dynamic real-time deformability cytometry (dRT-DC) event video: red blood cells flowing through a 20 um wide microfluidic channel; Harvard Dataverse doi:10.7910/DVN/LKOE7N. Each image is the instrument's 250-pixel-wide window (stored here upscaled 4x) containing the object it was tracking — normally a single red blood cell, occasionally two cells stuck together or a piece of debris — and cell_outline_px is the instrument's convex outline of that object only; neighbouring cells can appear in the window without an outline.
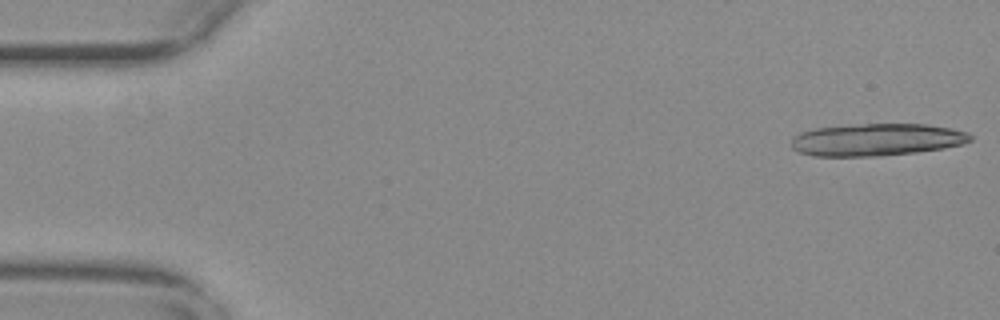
{"species": "common noctule bat (a hibernating species)", "species_latin": "Nyctalus noctula", "temperature_condition": "warm", "stored_images_in_passage": 17, "camera_frame_rate_fps": 3000, "um_per_image_px": 0.085, "animal": {"sex": "female", "body_mass_g": 29.2, "forearm_length_mm": 56.3}, "frame": {"image": 1, "passage_image": 1, "time_ms": 0.0, "image_size_px": [1000, 320], "cell_outline_px": [[972, 140], [964, 144], [944, 148], [916, 152], [876, 156], [812, 156], [800, 152], [792, 148], [792, 136], [800, 132], [816, 128], [860, 124], [928, 124], [952, 128], [968, 132], [972, 136]], "centroid_in_image_um": [74.54, 11.87], "position_along_channel_um": 10.5, "area_um2": 33.81}}